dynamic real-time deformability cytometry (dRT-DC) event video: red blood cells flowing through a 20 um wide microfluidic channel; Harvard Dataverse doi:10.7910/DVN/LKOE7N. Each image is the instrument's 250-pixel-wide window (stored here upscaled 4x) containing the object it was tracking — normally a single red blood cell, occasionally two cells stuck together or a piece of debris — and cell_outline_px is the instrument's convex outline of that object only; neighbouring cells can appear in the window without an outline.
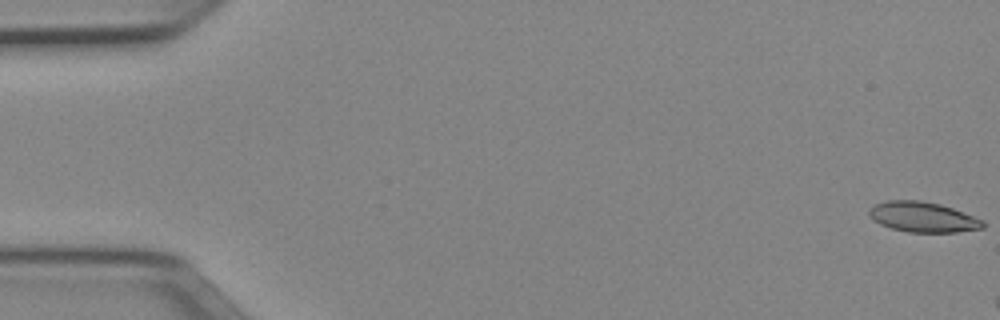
{"species": "Egyptian fruit bat (a non-hibernating species)", "species_latin": "Rousettus aegyptiacus", "temperature_condition": "cold", "stored_images_in_passage": 8, "camera_frame_rate_fps": 3000, "um_per_image_px": 0.085, "animal": {"sex": "female"}, "frame": {"image": 1, "passage_image": 1, "time_ms": 0.0, "image_size_px": [1000, 320], "cell_outline_px": [[984, 228], [956, 232], [908, 232], [892, 228], [880, 224], [872, 220], [868, 216], [868, 212], [872, 204], [888, 200], [920, 200], [940, 204], [952, 208], [984, 220]], "centroid_in_image_um": [78.41, 18.44], "position_along_channel_um": 6.6, "area_um2": 20.17}}